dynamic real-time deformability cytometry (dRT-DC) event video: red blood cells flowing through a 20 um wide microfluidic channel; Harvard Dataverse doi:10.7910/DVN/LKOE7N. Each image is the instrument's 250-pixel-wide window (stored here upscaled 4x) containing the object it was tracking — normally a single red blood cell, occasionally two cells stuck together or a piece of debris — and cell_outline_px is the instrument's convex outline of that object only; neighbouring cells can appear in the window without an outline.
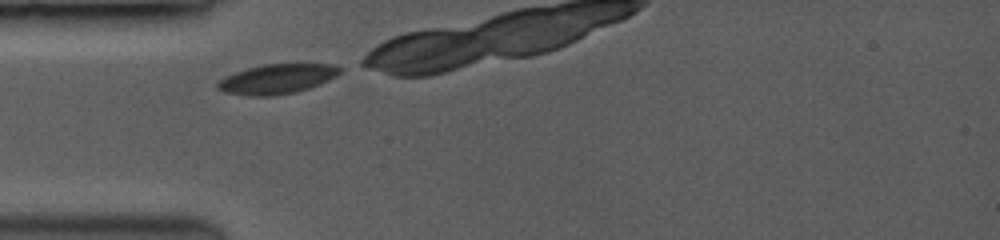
{"species": "common noctule bat (a hibernating species)", "species_latin": "Nyctalus noctula", "temperature_condition": "room temperature", "stored_images_in_passage": 18, "camera_frame_rate_fps": 3500, "um_per_image_px": 0.085, "animal": {"sex": "female", "body_mass_g": 19.0, "forearm_length_mm": 53.3}, "frame": {"image": 1, "passage_image": 1, "time_ms": 0.0, "image_size_px": [1000, 240], "cell_outline_px": [[340, 72], [336, 76], [308, 88], [292, 92], [268, 96], [252, 96], [224, 92], [216, 88], [216, 84], [224, 76], [248, 68], [264, 64], [332, 64], [340, 68]], "centroid_in_image_um": [23.49, 6.7], "position_along_channel_um": 61.5, "area_um2": 20.75}}